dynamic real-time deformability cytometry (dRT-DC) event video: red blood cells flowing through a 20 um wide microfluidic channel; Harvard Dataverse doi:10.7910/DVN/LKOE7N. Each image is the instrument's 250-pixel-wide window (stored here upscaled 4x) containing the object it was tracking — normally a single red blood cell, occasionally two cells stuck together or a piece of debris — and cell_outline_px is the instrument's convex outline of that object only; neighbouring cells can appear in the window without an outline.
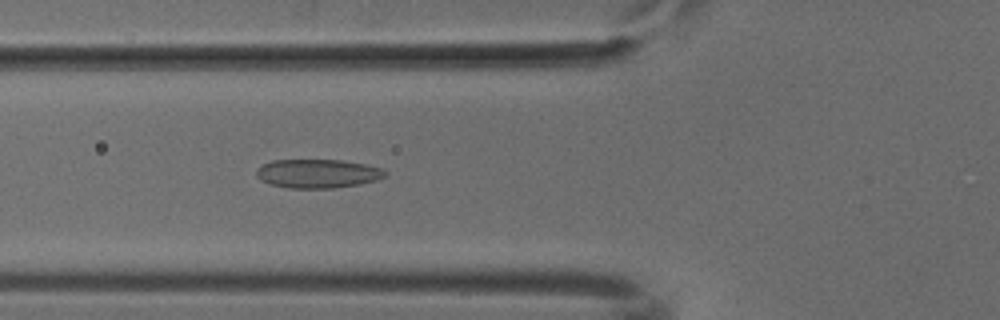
{"species": "common noctule bat (a hibernating species)", "species_latin": "Nyctalus noctula", "temperature_condition": "cold", "stored_images_in_passage": 48, "camera_frame_rate_fps": 3000, "um_per_image_px": 0.085, "animal": {"sex": "male", "body_mass_g": 18.8}, "frame": {"image": 1, "passage_image": 19, "time_ms": 6.0, "image_size_px": [1000, 320], "cell_outline_px": [[388, 172], [384, 176], [376, 180], [360, 184], [332, 188], [288, 188], [272, 184], [260, 180], [256, 176], [256, 168], [272, 160], [340, 160], [368, 164], [384, 168]], "centroid_in_image_um": [27.02, 14.75], "position_along_channel_um": 98.8, "area_um2": 21.73}}
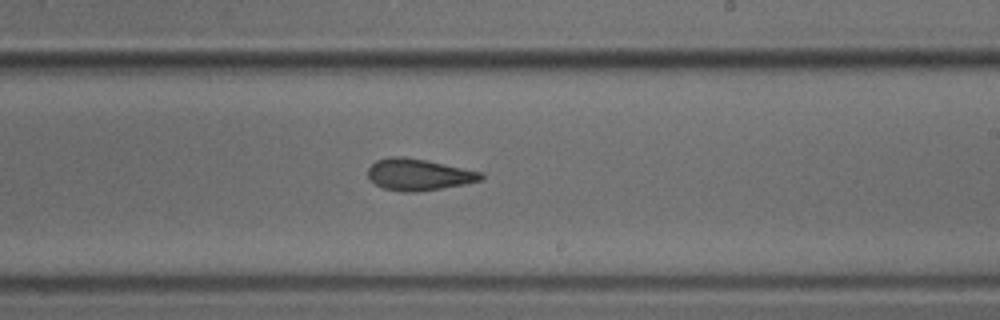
{"frame": {"image": 2, "passage_image": 31, "time_ms": 10.0, "image_size_px": [1000, 320], "cell_outline_px": [[484, 180], [464, 184], [416, 192], [404, 192], [384, 188], [376, 184], [368, 176], [368, 168], [376, 160], [388, 156], [400, 156], [424, 160], [484, 172]], "centroid_in_image_um": [35.6, 14.83], "position_along_channel_um": 253.4, "area_um2": 20.69}}
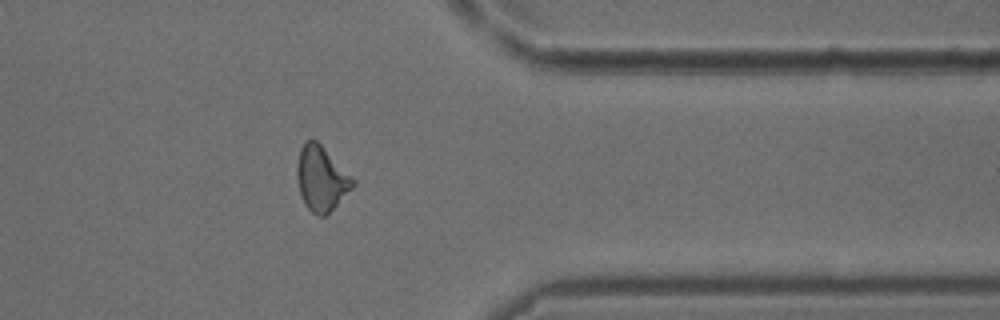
{"frame": {"image": 3, "passage_image": 42, "time_ms": 13.667, "image_size_px": [1000, 320], "cell_outline_px": [[356, 184], [324, 216], [316, 216], [304, 204], [300, 196], [296, 176], [296, 168], [300, 148], [304, 140], [316, 140], [356, 180]], "centroid_in_image_um": [27.28, 15.17], "position_along_channel_um": 384.1, "area_um2": 20.98}}